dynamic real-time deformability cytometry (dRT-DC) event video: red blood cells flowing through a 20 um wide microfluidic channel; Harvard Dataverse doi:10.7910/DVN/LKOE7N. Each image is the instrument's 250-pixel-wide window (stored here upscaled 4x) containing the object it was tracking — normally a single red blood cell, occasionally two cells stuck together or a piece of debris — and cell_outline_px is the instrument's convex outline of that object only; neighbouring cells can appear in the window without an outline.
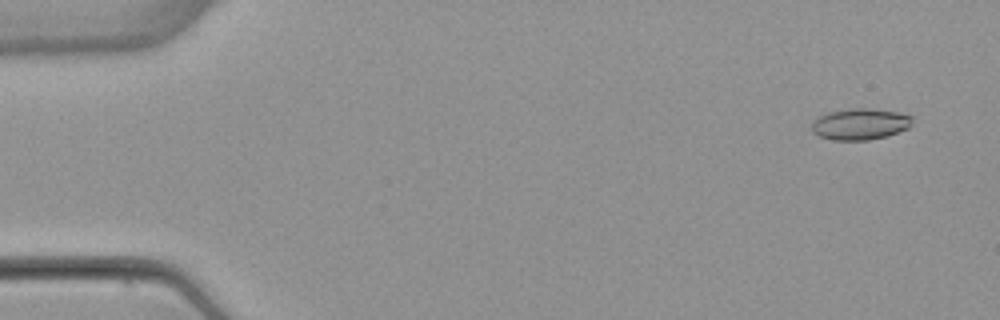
{"species": "common noctule bat (a hibernating species)", "species_latin": "Nyctalus noctula", "temperature_condition": "warm", "stored_images_in_passage": 53, "camera_frame_rate_fps": 3000, "um_per_image_px": 0.085, "animal": {"sex": "female", "body_mass_g": 22.7, "forearm_length_mm": 54.2}, "frame": {"image": 1, "passage_image": 3, "time_ms": 0.667, "image_size_px": [1000, 320], "cell_outline_px": [[912, 124], [908, 128], [888, 136], [868, 140], [832, 140], [820, 136], [812, 132], [812, 124], [820, 116], [828, 112], [848, 108], [868, 108], [900, 112], [912, 116]], "centroid_in_image_um": [73.14, 10.54], "position_along_channel_um": 11.9, "area_um2": 18.44}}
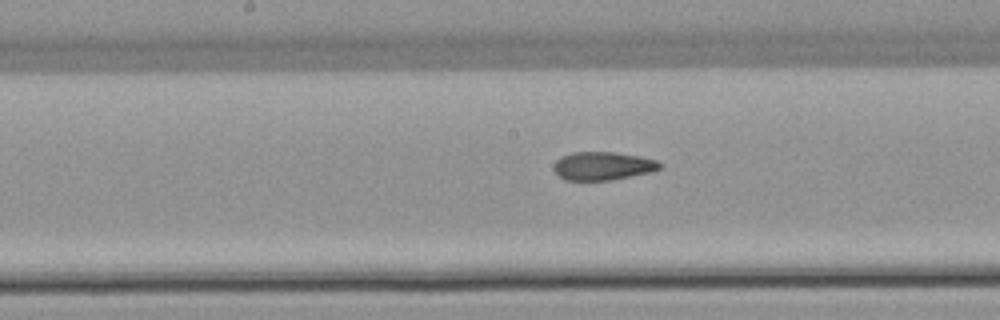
{"frame": {"image": 2, "passage_image": 27, "time_ms": 8.667, "image_size_px": [1000, 320], "cell_outline_px": [[660, 168], [648, 172], [612, 180], [564, 180], [552, 168], [556, 160], [560, 156], [572, 152], [616, 152], [640, 156], [656, 160], [660, 164]], "centroid_in_image_um": [51.18, 14.09], "position_along_channel_um": 197.0, "area_um2": 17.4}}
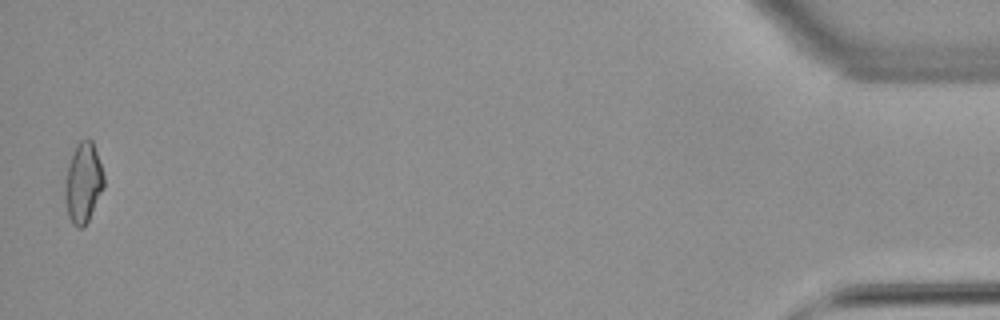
{"frame": {"image": 3, "passage_image": 52, "time_ms": 17.0, "image_size_px": [1000, 320], "cell_outline_px": [[104, 188], [88, 220], [80, 228], [76, 228], [72, 224], [68, 216], [64, 196], [64, 188], [68, 164], [76, 144], [80, 140], [92, 140], [104, 176]], "centroid_in_image_um": [7.05, 15.56], "position_along_channel_um": 428.1, "area_um2": 18.03}, "authors_computed_cell_mechanics": {"area_um2": 17.9758, "velocity_mm_per_s": 3.9043, "shape_relaxation_time_tau1_ms": null, "shape_relaxation_time_tau2_ms": 2.06, "deformation_change_tau1": null, "deformation_change_tau2": 0.0805}}